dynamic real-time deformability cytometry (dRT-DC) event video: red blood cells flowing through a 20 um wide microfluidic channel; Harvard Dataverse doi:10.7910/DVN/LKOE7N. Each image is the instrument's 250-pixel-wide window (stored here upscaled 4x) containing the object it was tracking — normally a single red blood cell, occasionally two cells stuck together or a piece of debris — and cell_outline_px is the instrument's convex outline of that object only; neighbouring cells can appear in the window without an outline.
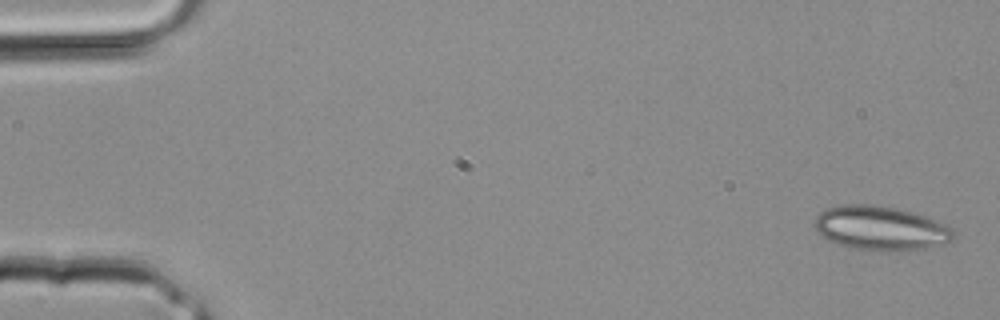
{"species": "common noctule bat (a hibernating species)", "species_latin": "Nyctalus noctula", "temperature_condition": "room temperature", "stored_images_in_passage": 35, "camera_frame_rate_fps": 3000, "um_per_image_px": 0.085, "animal": {"sex": "male", "body_mass_g": 20.4}, "frame": {"image": 1, "passage_image": 1, "time_ms": 0.0, "image_size_px": [1000, 320], "cell_outline_px": [[956, 236], [952, 240], [944, 244], [908, 252], [880, 252], [852, 248], [828, 240], [820, 236], [816, 232], [812, 224], [816, 216], [820, 212], [828, 208], [844, 204], [868, 204], [892, 208], [912, 212], [936, 220], [952, 228], [956, 232]], "centroid_in_image_um": [74.86, 19.43], "position_along_channel_um": 10.1, "area_um2": 36.41}}
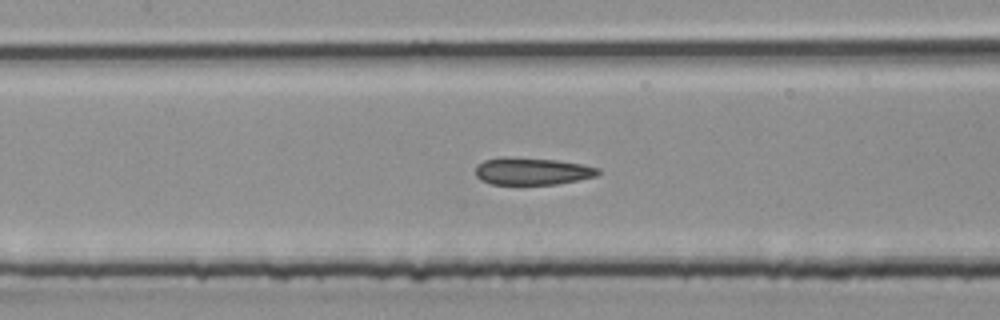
{"frame": {"image": 2, "passage_image": 16, "time_ms": 5.0, "image_size_px": [1000, 320], "cell_outline_px": [[600, 172], [596, 176], [556, 184], [492, 184], [480, 180], [476, 176], [476, 164], [484, 160], [500, 156], [508, 156], [556, 160], [584, 164], [600, 168]], "centroid_in_image_um": [45.2, 14.53], "position_along_channel_um": 162.2, "area_um2": 19.65}}
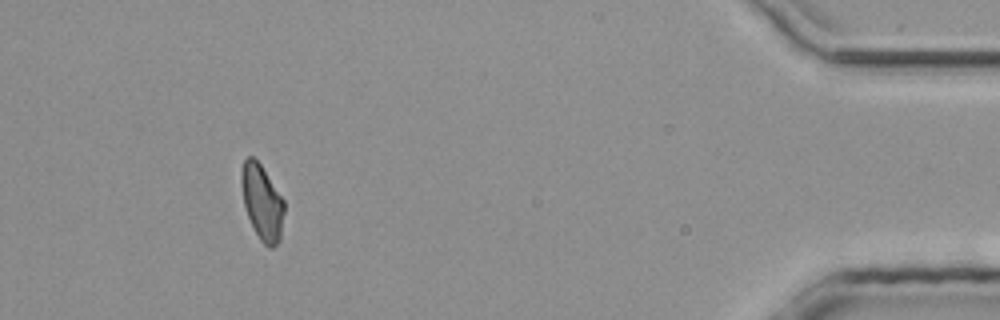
{"frame": {"image": 3, "passage_image": 32, "time_ms": 10.333, "image_size_px": [1000, 320], "cell_outline_px": [[284, 212], [280, 240], [272, 248], [268, 248], [260, 240], [248, 216], [244, 204], [240, 180], [240, 172], [244, 160], [248, 156], [252, 156], [260, 164], [284, 200]], "centroid_in_image_um": [22.27, 17.19], "position_along_channel_um": 412.9, "area_um2": 18.61}}